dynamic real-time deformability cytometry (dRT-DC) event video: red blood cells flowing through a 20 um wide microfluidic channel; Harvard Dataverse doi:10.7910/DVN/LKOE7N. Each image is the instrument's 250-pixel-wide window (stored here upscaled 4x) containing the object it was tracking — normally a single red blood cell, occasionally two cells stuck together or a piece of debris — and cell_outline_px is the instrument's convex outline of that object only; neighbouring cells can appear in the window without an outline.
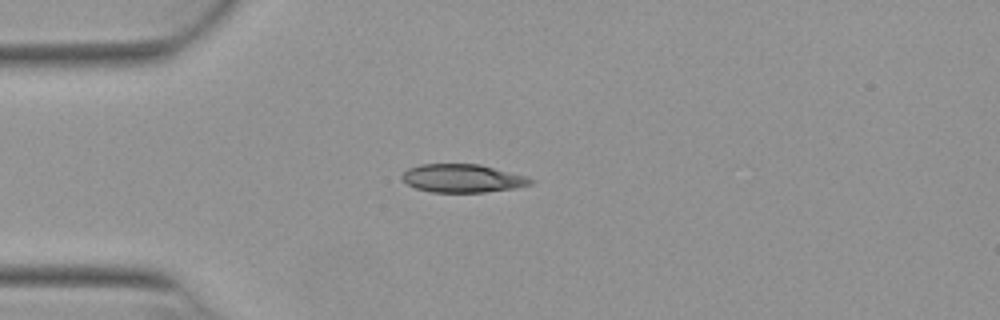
{"species": "Egyptian fruit bat (a non-hibernating species)", "species_latin": "Rousettus aegyptiacus", "temperature_condition": "warm", "stored_images_in_passage": 39, "camera_frame_rate_fps": 3000, "um_per_image_px": 0.085, "animal": {"sex": "female"}, "frame": {"image": 1, "passage_image": 1, "time_ms": 0.0, "image_size_px": [1000, 320], "cell_outline_px": [[536, 180], [532, 184], [516, 188], [484, 192], [432, 192], [416, 188], [408, 184], [400, 176], [408, 168], [420, 164], [480, 164], [524, 176]], "centroid_in_image_um": [39.31, 15.15], "position_along_channel_um": 45.7, "area_um2": 21.04}}
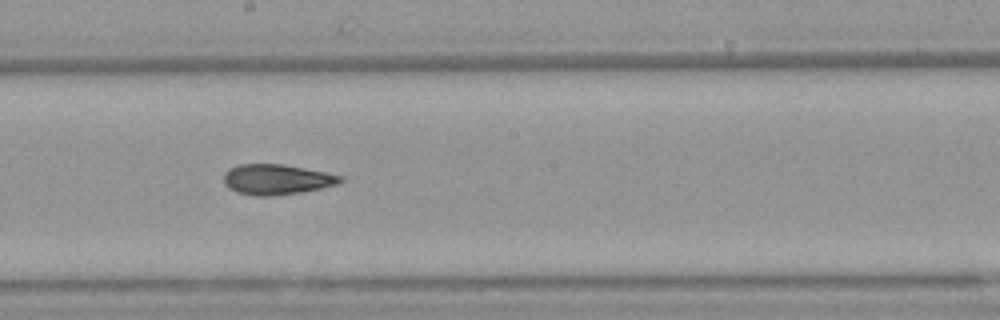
{"frame": {"image": 2, "passage_image": 16, "time_ms": 5.0, "image_size_px": [1000, 320], "cell_outline_px": [[344, 180], [336, 184], [320, 188], [300, 192], [272, 196], [252, 196], [236, 192], [228, 188], [224, 184], [224, 172], [228, 168], [240, 164], [284, 164], [344, 176]], "centroid_in_image_um": [23.47, 15.25], "position_along_channel_um": 224.7, "area_um2": 20.69}}
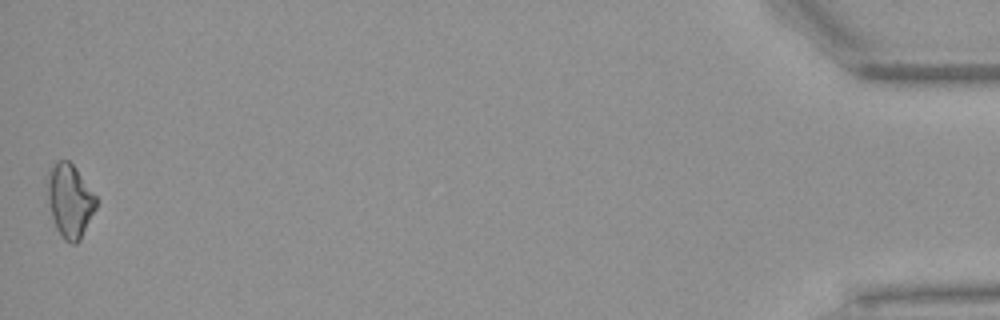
{"frame": {"image": 3, "passage_image": 39, "time_ms": 12.667, "image_size_px": [1000, 320], "cell_outline_px": [[100, 200], [80, 240], [76, 244], [72, 244], [64, 240], [56, 228], [52, 216], [48, 200], [48, 172], [56, 160], [68, 160], [76, 168]], "centroid_in_image_um": [5.97, 17.06], "position_along_channel_um": 429.2, "area_um2": 20.92}, "authors_computed_cell_mechanics": {"area_um2": 20.3456, "velocity_mm_per_s": 3.9289, "shape_relaxation_time_tau1_ms": 5.875, "shape_relaxation_time_tau2_ms": 4.352, "deformation_change_tau1": 0.1427, "deformation_change_tau2": 0.0954}}